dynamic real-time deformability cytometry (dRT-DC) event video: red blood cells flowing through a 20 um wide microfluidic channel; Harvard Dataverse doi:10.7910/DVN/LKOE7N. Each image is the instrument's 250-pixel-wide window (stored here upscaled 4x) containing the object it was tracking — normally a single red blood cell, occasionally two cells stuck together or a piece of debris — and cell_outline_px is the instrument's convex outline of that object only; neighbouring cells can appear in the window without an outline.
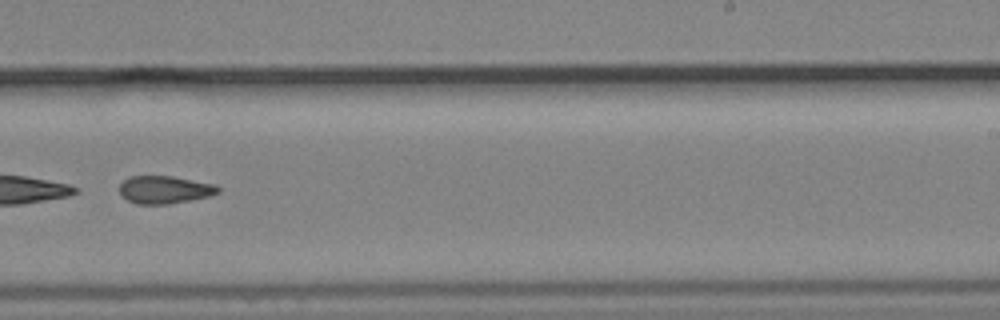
{"species": "common noctule bat (a hibernating species)", "species_latin": "Nyctalus noctula", "temperature_condition": "cold", "stored_images_in_passage": 54, "segment_of_instrument_passage": [2, 2], "camera_frame_rate_fps": 3000, "um_per_image_px": 0.085, "animal": {"sex": "male", "body_mass_g": 19.2, "forearm_length_mm": 51.8}, "frame": {"image": 1, "passage_image": 35, "time_ms": 11.333, "image_size_px": [1000, 320], "cell_outline_px": [[220, 192], [208, 196], [168, 204], [136, 204], [128, 200], [120, 192], [120, 184], [128, 176], [172, 176], [216, 184], [220, 188]], "centroid_in_image_um": [14.0, 16.11], "position_along_channel_um": 275.0, "area_um2": 15.84}}